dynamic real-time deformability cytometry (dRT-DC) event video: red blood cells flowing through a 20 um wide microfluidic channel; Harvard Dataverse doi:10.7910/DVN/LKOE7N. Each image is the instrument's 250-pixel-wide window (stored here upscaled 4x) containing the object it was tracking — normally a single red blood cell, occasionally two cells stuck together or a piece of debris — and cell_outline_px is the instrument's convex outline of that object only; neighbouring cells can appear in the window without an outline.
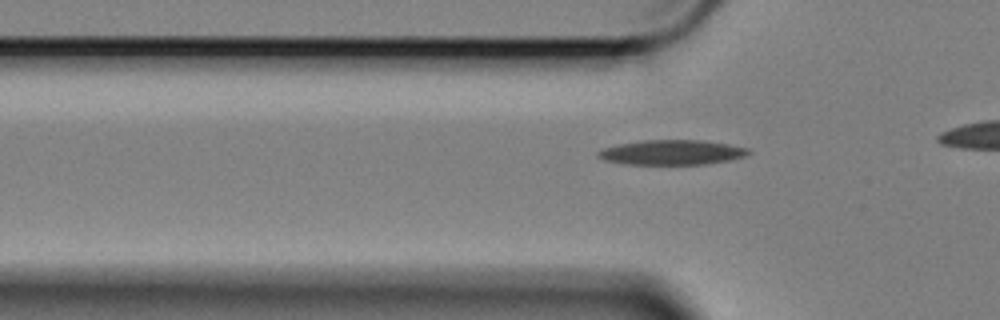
{"species": "Egyptian fruit bat (a non-hibernating species)", "species_latin": "Rousettus aegyptiacus", "temperature_condition": "cold", "stored_images_in_passage": 11, "camera_frame_rate_fps": 3000, "um_per_image_px": 0.085, "animal": {"sex": "female"}, "frame": {"image": 1, "passage_image": 4, "time_ms": 1.0, "image_size_px": [1000, 320], "cell_outline_px": [[752, 152], [748, 156], [732, 160], [704, 164], [620, 164], [604, 160], [596, 156], [596, 152], [604, 148], [620, 144], [640, 140], [700, 140], [728, 144], [748, 148]], "centroid_in_image_um": [57.12, 12.96], "position_along_channel_um": 68.7, "area_um2": 21.96}}
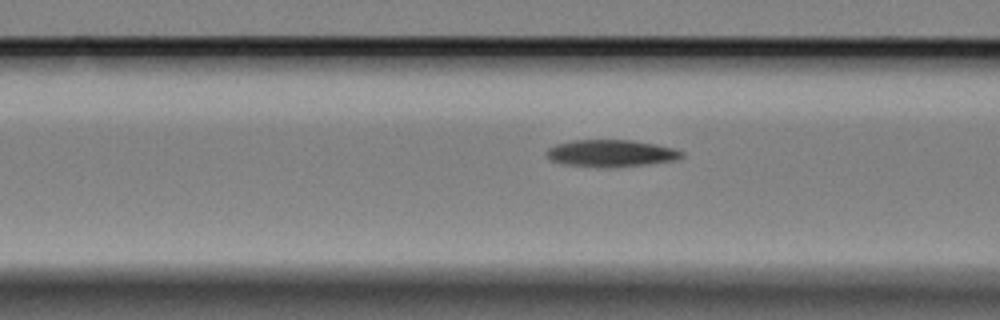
{"frame": {"image": 2, "passage_image": 8, "time_ms": 2.333, "image_size_px": [1000, 320], "cell_outline_px": [[684, 156], [676, 160], [648, 164], [608, 168], [596, 168], [564, 164], [552, 160], [544, 156], [544, 152], [548, 148], [556, 144], [576, 140], [632, 140], [656, 144], [672, 148], [684, 152]], "centroid_in_image_um": [51.91, 13.04], "position_along_channel_um": 114.7, "area_um2": 21.56}}